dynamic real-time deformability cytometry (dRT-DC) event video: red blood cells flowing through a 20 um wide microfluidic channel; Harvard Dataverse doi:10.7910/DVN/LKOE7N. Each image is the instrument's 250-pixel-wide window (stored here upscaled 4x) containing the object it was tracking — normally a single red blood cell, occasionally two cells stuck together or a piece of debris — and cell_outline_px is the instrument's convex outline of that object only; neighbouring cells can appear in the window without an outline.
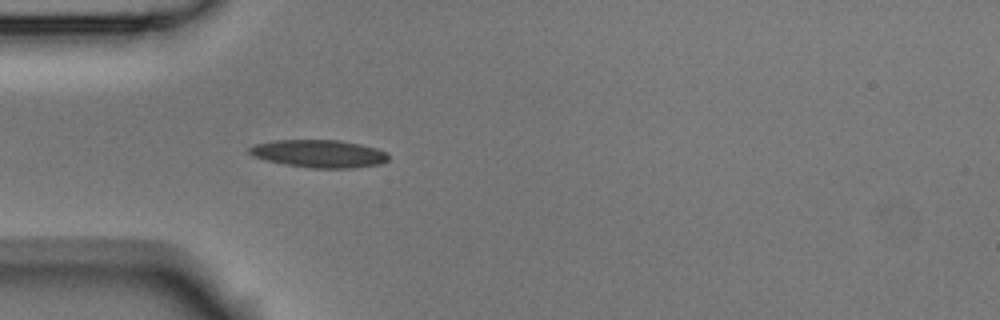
{"species": "Egyptian fruit bat (a non-hibernating species)", "species_latin": "Rousettus aegyptiacus", "temperature_condition": "room temperature", "stored_images_in_passage": 1, "camera_frame_rate_fps": 3000, "um_per_image_px": 0.085, "animal": {"sex": "male"}, "frame": {"image": 1, "passage_image": 1, "time_ms": 0.0, "image_size_px": [1000, 320], "cell_outline_px": [[388, 160], [380, 164], [352, 168], [312, 168], [284, 164], [252, 156], [248, 152], [248, 148], [252, 144], [272, 140], [340, 140], [360, 144], [376, 148], [388, 152]], "centroid_in_image_um": [27.1, 13.05], "position_along_channel_um": 57.9, "area_um2": 22.6}}